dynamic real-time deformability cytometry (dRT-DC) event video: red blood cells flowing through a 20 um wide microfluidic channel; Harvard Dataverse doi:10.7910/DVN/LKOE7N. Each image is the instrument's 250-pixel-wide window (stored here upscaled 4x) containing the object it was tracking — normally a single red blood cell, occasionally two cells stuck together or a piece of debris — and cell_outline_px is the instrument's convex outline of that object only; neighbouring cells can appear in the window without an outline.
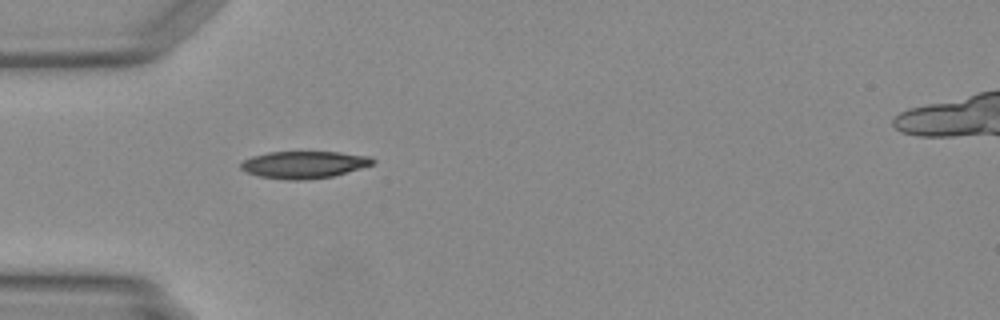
{"species": "Egyptian fruit bat (a non-hibernating species)", "species_latin": "Rousettus aegyptiacus", "temperature_condition": "warm", "stored_images_in_passage": 32, "camera_frame_rate_fps": 3000, "um_per_image_px": 0.085, "animal": {"sex": "female"}, "frame": {"image": 1, "passage_image": 1, "time_ms": 0.0, "image_size_px": [1000, 320], "cell_outline_px": [[376, 160], [372, 164], [360, 168], [332, 176], [300, 180], [288, 180], [260, 176], [248, 172], [240, 168], [240, 164], [244, 160], [252, 156], [268, 152], [336, 152], [368, 156]], "centroid_in_image_um": [25.81, 13.99], "position_along_channel_um": 59.2, "area_um2": 20.52}}
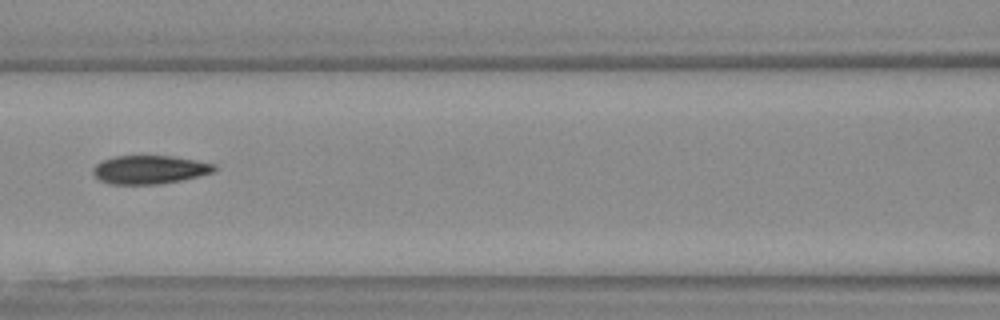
{"frame": {"image": 2, "passage_image": 8, "time_ms": 2.333, "image_size_px": [1000, 320], "cell_outline_px": [[216, 168], [212, 172], [180, 180], [156, 184], [112, 184], [100, 180], [92, 172], [92, 168], [96, 164], [104, 160], [116, 156], [172, 156], [196, 160], [216, 164]], "centroid_in_image_um": [12.7, 14.41], "position_along_channel_um": 153.9, "area_um2": 19.83}}
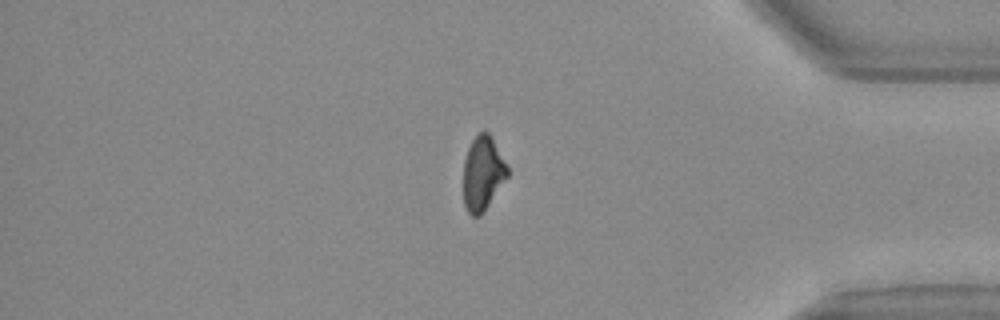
{"frame": {"image": 3, "passage_image": 27, "time_ms": 8.667, "image_size_px": [1000, 320], "cell_outline_px": [[508, 176], [480, 216], [472, 216], [468, 212], [464, 204], [464, 160], [468, 148], [472, 140], [480, 132], [488, 132], [508, 168]], "centroid_in_image_um": [41.02, 14.75], "position_along_channel_um": 394.2, "area_um2": 18.55}}